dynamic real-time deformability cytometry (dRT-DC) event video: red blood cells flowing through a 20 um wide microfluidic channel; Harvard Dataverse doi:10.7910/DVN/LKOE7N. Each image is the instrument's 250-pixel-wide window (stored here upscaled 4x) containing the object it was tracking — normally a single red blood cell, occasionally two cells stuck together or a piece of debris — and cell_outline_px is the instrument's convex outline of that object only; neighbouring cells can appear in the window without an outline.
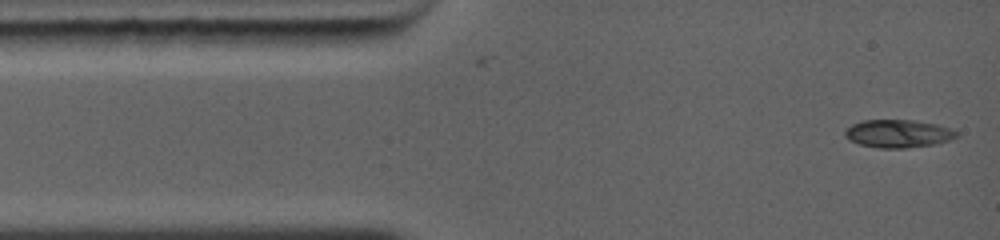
{"species": "common noctule bat (a hibernating species)", "species_latin": "Nyctalus noctula", "temperature_condition": "warm", "stored_images_in_passage": 6, "camera_frame_rate_fps": 5000, "um_per_image_px": 0.085, "animal": {"sex": "female", "body_mass_g": 19.0, "forearm_length_mm": 56.7}, "frame": {"image": 1, "passage_image": 1, "time_ms": 0.0, "image_size_px": [1000, 240], "cell_outline_px": [[960, 136], [936, 144], [908, 148], [876, 148], [860, 144], [848, 140], [844, 136], [844, 132], [852, 124], [864, 120], [912, 120], [936, 124], [952, 128], [960, 132]], "centroid_in_image_um": [76.38, 11.36], "position_along_channel_um": 8.6, "area_um2": 18.38}}